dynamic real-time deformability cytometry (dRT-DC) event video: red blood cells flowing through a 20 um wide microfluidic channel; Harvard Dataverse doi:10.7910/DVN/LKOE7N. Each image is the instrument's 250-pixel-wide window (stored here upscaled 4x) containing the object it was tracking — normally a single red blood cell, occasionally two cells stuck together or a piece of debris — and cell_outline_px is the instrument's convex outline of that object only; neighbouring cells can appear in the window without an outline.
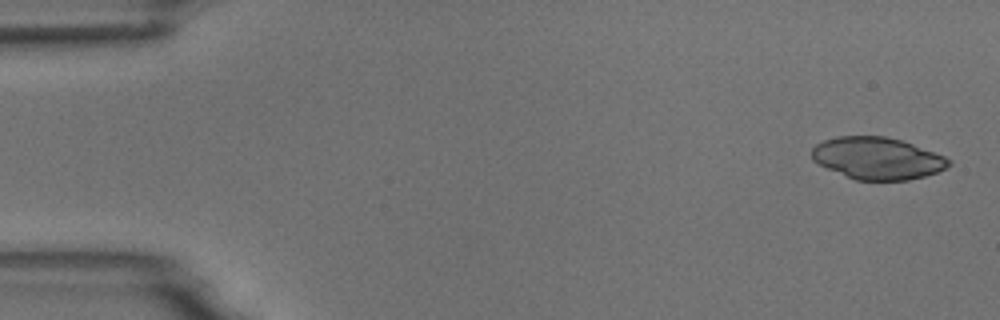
{"species": "common noctule bat (a hibernating species)", "species_latin": "Nyctalus noctula", "temperature_condition": "room temperature", "stored_images_in_passage": 4, "camera_frame_rate_fps": 3000, "um_per_image_px": 0.085, "animal": {"sex": "male", "body_mass_g": 18.8}, "frame": {"image": 1, "passage_image": 1, "time_ms": 0.0, "image_size_px": [1000, 320], "cell_outline_px": [[952, 164], [948, 168], [924, 176], [908, 180], [856, 180], [828, 168], [812, 160], [812, 148], [816, 144], [824, 140], [836, 136], [884, 136], [900, 140], [912, 144], [944, 156], [952, 160]], "centroid_in_image_um": [74.59, 13.45], "position_along_channel_um": 10.4, "area_um2": 33.35}}